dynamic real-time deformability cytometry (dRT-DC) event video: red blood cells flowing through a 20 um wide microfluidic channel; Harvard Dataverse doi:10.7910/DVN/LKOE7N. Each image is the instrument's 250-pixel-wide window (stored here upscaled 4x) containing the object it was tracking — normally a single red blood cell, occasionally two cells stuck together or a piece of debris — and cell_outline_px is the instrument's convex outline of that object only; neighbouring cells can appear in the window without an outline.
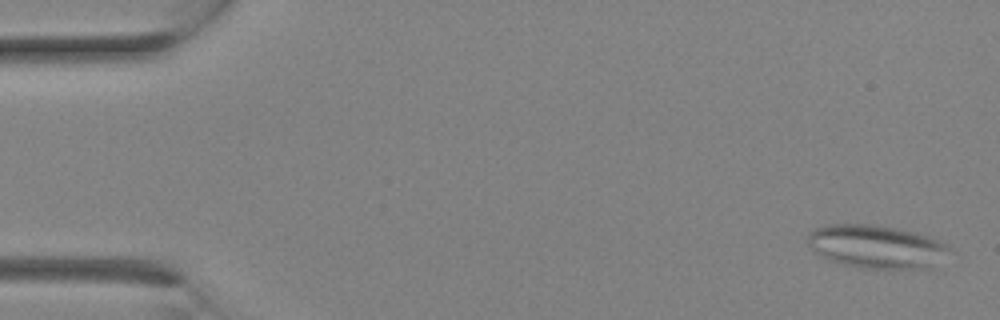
{"species": "Egyptian fruit bat (a non-hibernating species)", "species_latin": "Rousettus aegyptiacus", "temperature_condition": "room temperature", "stored_images_in_passage": 10, "camera_frame_rate_fps": 3000, "um_per_image_px": 0.085, "animal": {"sex": "female"}, "frame": {"image": 1, "passage_image": 1, "time_ms": 0.0, "image_size_px": [1000, 320], "cell_outline_px": [[948, 248], [932, 268], [864, 268], [844, 264], [828, 260], [820, 256], [808, 244], [808, 236], [812, 228], [828, 224], [872, 224], [912, 232], [928, 236], [948, 244]], "centroid_in_image_um": [74.42, 20.95], "position_along_channel_um": 10.6, "area_um2": 35.14}}